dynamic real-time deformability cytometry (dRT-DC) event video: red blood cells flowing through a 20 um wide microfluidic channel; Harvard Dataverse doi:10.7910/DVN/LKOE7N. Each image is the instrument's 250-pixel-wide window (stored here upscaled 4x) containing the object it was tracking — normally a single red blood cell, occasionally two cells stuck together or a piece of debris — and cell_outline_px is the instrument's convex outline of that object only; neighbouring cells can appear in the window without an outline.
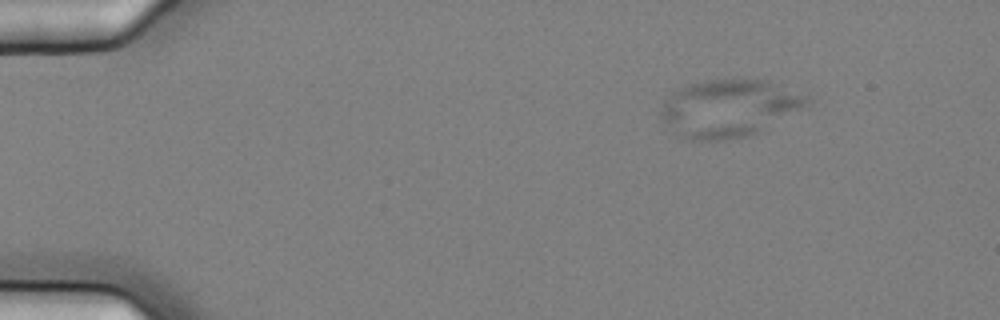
{"species": "common noctule bat (a hibernating species)", "species_latin": "Nyctalus noctula", "temperature_condition": "cold", "stored_images_in_passage": 5, "camera_frame_rate_fps": 3000, "um_per_image_px": 0.085, "animal": {"sex": "female", "body_mass_g": 25.1}, "frame": {"image": 1, "passage_image": 1, "time_ms": 0.0, "image_size_px": [1000, 320], "cell_outline_px": [[812, 100], [808, 108], [748, 136], [724, 140], [680, 140], [676, 136], [660, 116], [660, 108], [664, 100], [680, 88], [688, 84], [704, 80], [768, 80], [812, 96]], "centroid_in_image_um": [62.01, 9.21], "position_along_channel_um": 23.0, "area_um2": 49.59}}